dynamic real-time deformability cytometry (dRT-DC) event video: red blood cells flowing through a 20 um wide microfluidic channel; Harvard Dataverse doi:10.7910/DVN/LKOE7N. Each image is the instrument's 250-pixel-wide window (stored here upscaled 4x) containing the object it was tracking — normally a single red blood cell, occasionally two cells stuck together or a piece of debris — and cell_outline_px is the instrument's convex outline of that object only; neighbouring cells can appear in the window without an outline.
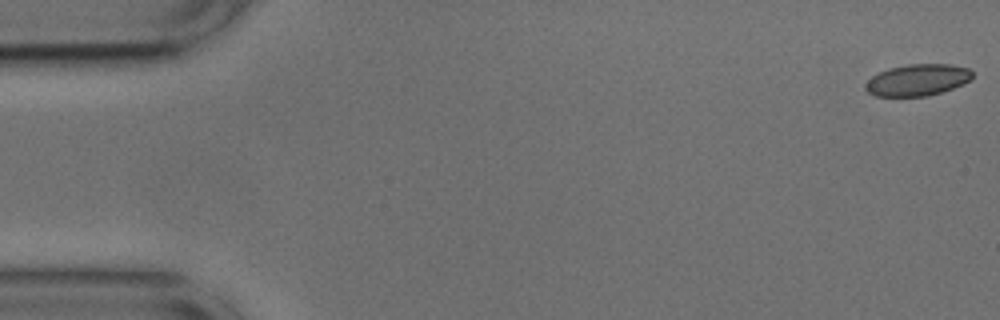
{"species": "common noctule bat (a hibernating species)", "species_latin": "Nyctalus noctula", "temperature_condition": "cold", "stored_images_in_passage": 53, "camera_frame_rate_fps": 3000, "um_per_image_px": 0.085, "animal": {"sex": "male", "body_mass_g": 17.9, "forearm_length_mm": 54.2}, "frame": {"image": 1, "passage_image": 1, "time_ms": 0.0, "image_size_px": [1000, 320], "cell_outline_px": [[972, 76], [964, 84], [928, 96], [876, 96], [868, 92], [864, 88], [864, 84], [872, 76], [888, 68], [908, 64], [948, 64], [968, 68], [972, 72]], "centroid_in_image_um": [77.96, 6.79], "position_along_channel_um": 7.0, "area_um2": 19.59}}
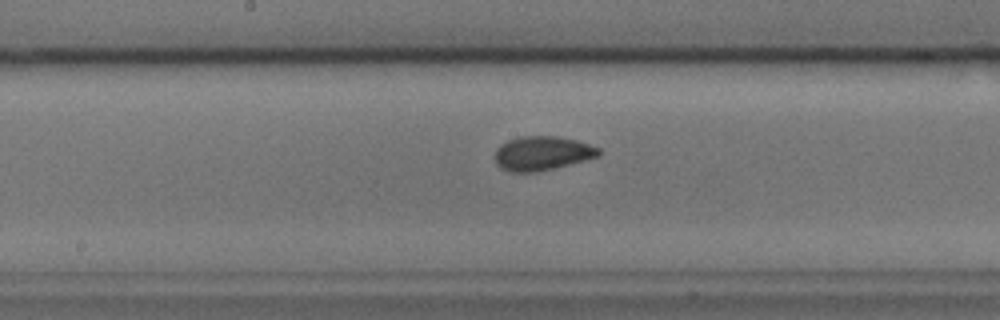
{"frame": {"image": 2, "passage_image": 27, "time_ms": 8.667, "image_size_px": [1000, 320], "cell_outline_px": [[600, 156], [536, 172], [508, 172], [500, 168], [496, 164], [496, 148], [500, 144], [508, 140], [520, 136], [560, 136], [576, 140], [600, 148]], "centroid_in_image_um": [46.06, 13.02], "position_along_channel_um": 202.1, "area_um2": 20.63}}
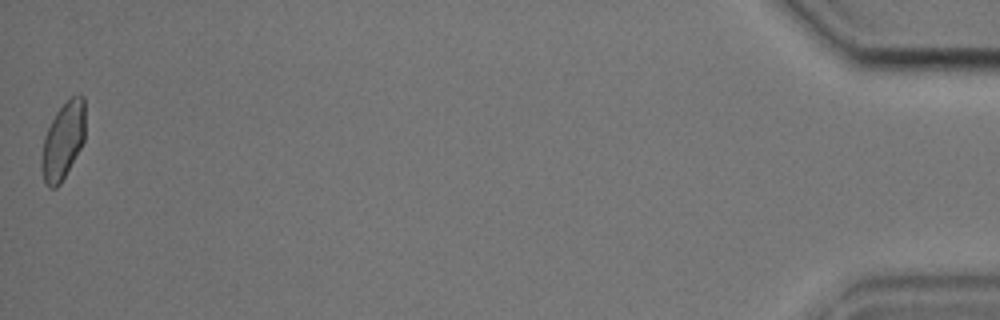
{"frame": {"image": 3, "passage_image": 53, "time_ms": 17.333, "image_size_px": [1000, 320], "cell_outline_px": [[84, 140], [80, 148], [60, 184], [56, 188], [48, 188], [44, 180], [40, 168], [40, 160], [44, 136], [56, 112], [72, 96], [80, 92], [84, 96]], "centroid_in_image_um": [5.34, 11.97], "position_along_channel_um": 429.9, "area_um2": 19.54}, "authors_computed_cell_mechanics": {"area_um2": 20.1144, "velocity_mm_per_s": 3.7452, "shape_relaxation_time_tau1_ms": 2.5616, "shape_relaxation_time_tau2_ms": 1.2764, "deformation_change_tau1": 0.0813, "deformation_change_tau2": 0.0511}}